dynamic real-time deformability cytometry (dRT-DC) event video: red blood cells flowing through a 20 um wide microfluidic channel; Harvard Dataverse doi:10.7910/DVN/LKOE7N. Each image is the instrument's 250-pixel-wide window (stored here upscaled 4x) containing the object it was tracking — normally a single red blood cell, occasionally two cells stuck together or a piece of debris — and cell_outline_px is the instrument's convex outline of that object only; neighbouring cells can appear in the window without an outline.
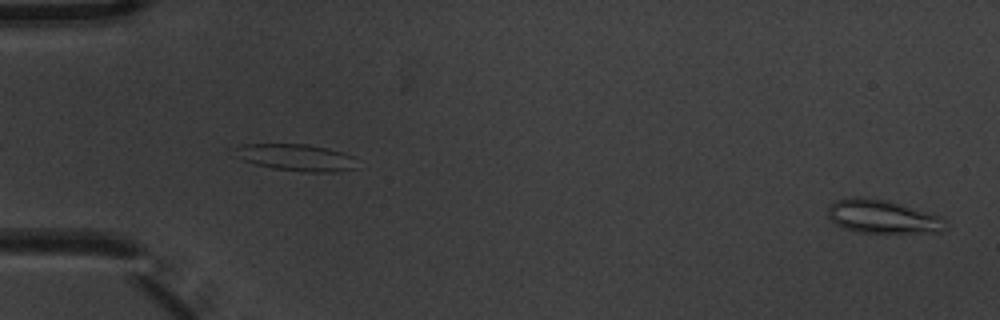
{"species": "common noctule bat (a hibernating species)", "species_latin": "Nyctalus noctula", "temperature_condition": "warm", "stored_images_in_passage": 5, "camera_frame_rate_fps": 3000, "um_per_image_px": 0.085, "animal": {"sex": "male", "body_mass_g": 20.1, "forearm_length_mm": 53.5}, "frame": {"image": 1, "passage_image": 5, "time_ms": 1.333, "image_size_px": [1000, 320], "cell_outline_px": [[944, 228], [940, 232], [856, 232], [844, 228], [836, 224], [828, 216], [828, 204], [836, 200], [852, 196], [860, 196], [888, 200], [940, 216], [944, 220]], "centroid_in_image_um": [74.94, 18.39], "position_along_channel_um": 10.1, "area_um2": 22.77}}